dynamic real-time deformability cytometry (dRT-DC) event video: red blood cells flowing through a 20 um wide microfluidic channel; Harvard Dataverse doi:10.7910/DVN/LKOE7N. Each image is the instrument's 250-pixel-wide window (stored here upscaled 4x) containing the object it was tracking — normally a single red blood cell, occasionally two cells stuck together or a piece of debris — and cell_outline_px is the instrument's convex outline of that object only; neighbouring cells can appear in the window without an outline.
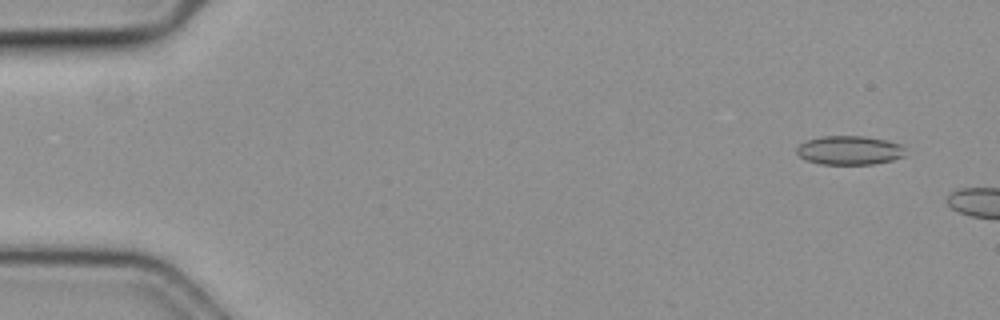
{"species": "common noctule bat (a hibernating species)", "species_latin": "Nyctalus noctula", "temperature_condition": "cold", "stored_images_in_passage": 9, "camera_frame_rate_fps": 3000, "um_per_image_px": 0.085, "animal": {"sex": "female", "body_mass_g": 19.3, "forearm_length_mm": 54.1}, "frame": {"image": 1, "passage_image": 2, "time_ms": 0.333, "image_size_px": [1000, 320], "cell_outline_px": [[904, 156], [892, 160], [872, 164], [820, 164], [808, 160], [800, 156], [796, 152], [796, 148], [804, 140], [820, 136], [864, 136], [888, 140], [900, 144], [904, 148]], "centroid_in_image_um": [72.19, 12.76], "position_along_channel_um": 12.8, "area_um2": 18.38}}